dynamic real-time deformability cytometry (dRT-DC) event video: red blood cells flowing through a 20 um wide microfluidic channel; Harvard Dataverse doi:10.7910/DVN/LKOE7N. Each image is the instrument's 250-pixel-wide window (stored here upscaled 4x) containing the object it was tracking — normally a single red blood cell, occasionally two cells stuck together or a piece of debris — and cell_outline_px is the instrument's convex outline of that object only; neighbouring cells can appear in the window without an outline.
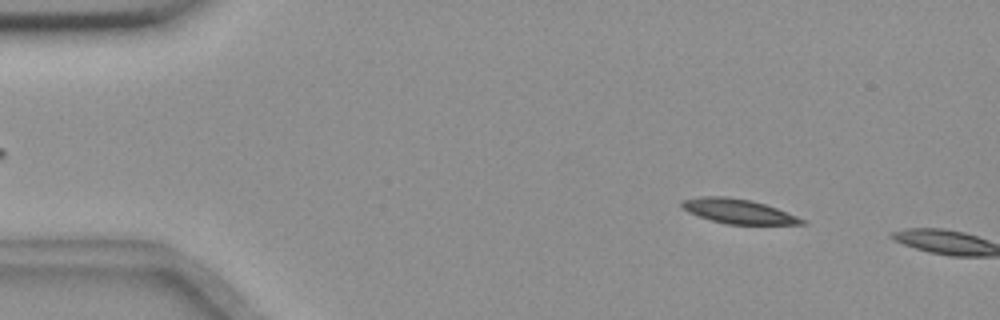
{"species": "common noctule bat (a hibernating species)", "species_latin": "Nyctalus noctula", "temperature_condition": "room temperature", "stored_images_in_passage": 10, "camera_frame_rate_fps": 3000, "um_per_image_px": 0.085, "animal": {"sex": "female", "body_mass_g": 18.4}, "frame": {"image": 1, "passage_image": 7, "time_ms": 2.0, "image_size_px": [1000, 320], "cell_outline_px": [[808, 224], [724, 224], [688, 212], [680, 204], [680, 200], [700, 196], [724, 196], [752, 200], [776, 208], [808, 220]], "centroid_in_image_um": [62.76, 17.95], "position_along_channel_um": 22.2, "area_um2": 17.17}}